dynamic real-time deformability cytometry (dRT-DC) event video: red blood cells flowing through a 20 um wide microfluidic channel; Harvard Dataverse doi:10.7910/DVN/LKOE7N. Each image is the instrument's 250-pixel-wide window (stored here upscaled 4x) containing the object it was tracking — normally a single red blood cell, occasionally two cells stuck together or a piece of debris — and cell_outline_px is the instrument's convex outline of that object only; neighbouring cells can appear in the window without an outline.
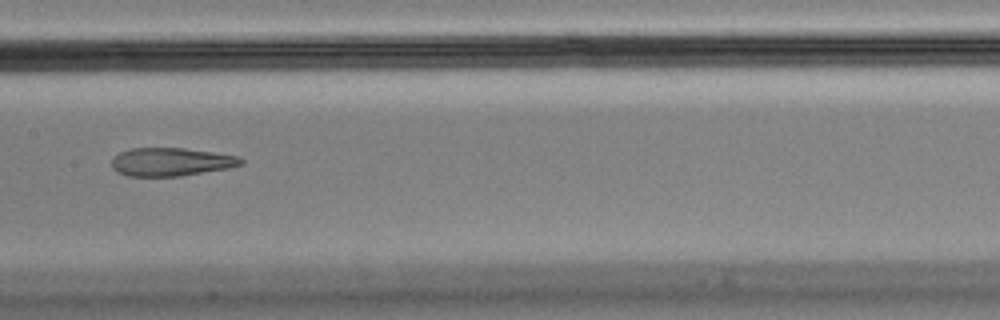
{"species": "Egyptian fruit bat (a non-hibernating species)", "species_latin": "Rousettus aegyptiacus", "temperature_condition": "cold", "stored_images_in_passage": 11, "camera_frame_rate_fps": 3000, "um_per_image_px": 0.085, "animal": {"sex": "male"}, "frame": {"image": 1, "passage_image": 4, "time_ms": 1.0, "image_size_px": [1000, 320], "cell_outline_px": [[244, 164], [228, 168], [180, 176], [128, 176], [116, 172], [112, 168], [112, 156], [120, 152], [132, 148], [184, 148], [240, 156], [244, 160]], "centroid_in_image_um": [14.53, 13.76], "position_along_channel_um": 192.9, "area_um2": 21.39}}
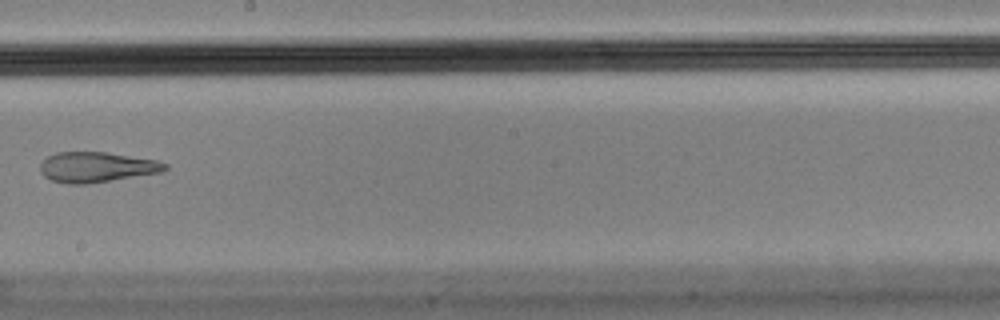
{"frame": {"image": 2, "passage_image": 5, "time_ms": 1.333, "image_size_px": [1000, 320], "cell_outline_px": [[168, 168], [164, 172], [84, 184], [68, 184], [52, 180], [44, 176], [40, 172], [40, 164], [48, 156], [56, 152], [108, 152], [156, 160], [168, 164]], "centroid_in_image_um": [8.23, 14.2], "position_along_channel_um": 240.0, "area_um2": 22.02}}